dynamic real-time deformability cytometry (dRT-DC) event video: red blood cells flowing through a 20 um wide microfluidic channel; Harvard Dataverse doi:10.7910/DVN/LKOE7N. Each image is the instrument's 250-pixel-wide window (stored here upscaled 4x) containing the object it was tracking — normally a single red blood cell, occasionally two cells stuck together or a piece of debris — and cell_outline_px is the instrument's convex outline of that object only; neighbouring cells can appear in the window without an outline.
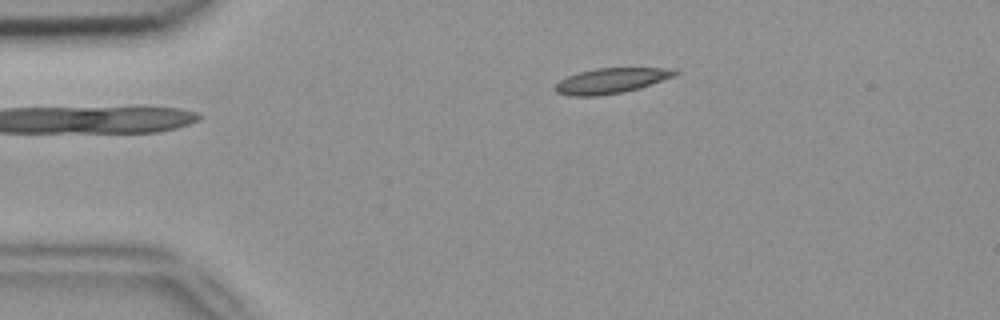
{"species": "common noctule bat (a hibernating species)", "species_latin": "Nyctalus noctula", "temperature_condition": "room temperature", "stored_images_in_passage": 4, "camera_frame_rate_fps": 3000, "um_per_image_px": 0.085, "animal": {"sex": "female", "body_mass_g": 18.4}, "frame": {"image": 1, "passage_image": 4, "time_ms": 1.0, "image_size_px": [1000, 320], "cell_outline_px": [[680, 72], [676, 76], [640, 88], [624, 92], [596, 96], [568, 96], [556, 92], [552, 88], [560, 80], [568, 76], [580, 72], [596, 68], [676, 68]], "centroid_in_image_um": [51.98, 6.86], "position_along_channel_um": 33.0, "area_um2": 17.86}}